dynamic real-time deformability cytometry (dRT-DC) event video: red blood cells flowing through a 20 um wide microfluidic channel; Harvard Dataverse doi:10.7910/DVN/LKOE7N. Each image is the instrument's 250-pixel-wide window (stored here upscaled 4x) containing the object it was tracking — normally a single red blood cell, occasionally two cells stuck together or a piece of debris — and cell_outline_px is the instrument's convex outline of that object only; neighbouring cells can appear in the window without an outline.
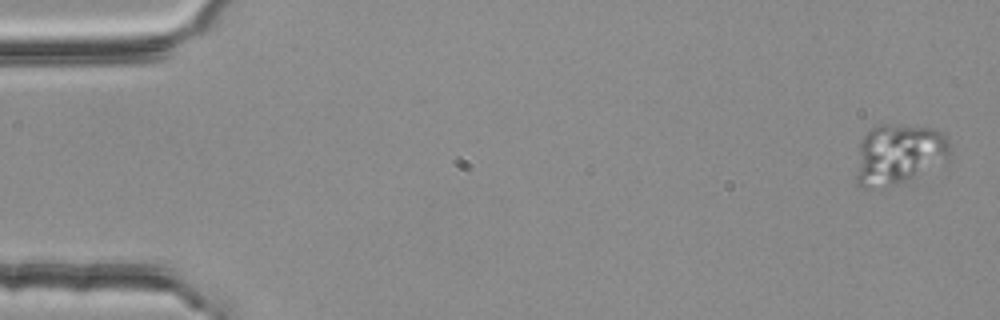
{"species": "common noctule bat (a hibernating species)", "species_latin": "Nyctalus noctula", "temperature_condition": "room temperature", "stored_images_in_passage": 6, "camera_frame_rate_fps": 3000, "um_per_image_px": 0.085, "animal": {"sex": "female", "body_mass_g": 25.1}, "frame": {"image": 1, "passage_image": 1, "time_ms": 0.0, "image_size_px": [1000, 320], "cell_outline_px": [[952, 148], [948, 160], [944, 168], [912, 180], [892, 184], [868, 188], [860, 188], [856, 184], [856, 176], [860, 140], [868, 128], [876, 124], [892, 124], [936, 128], [948, 136], [952, 144]], "centroid_in_image_um": [76.51, 13.1], "position_along_channel_um": 8.5, "area_um2": 34.74}}
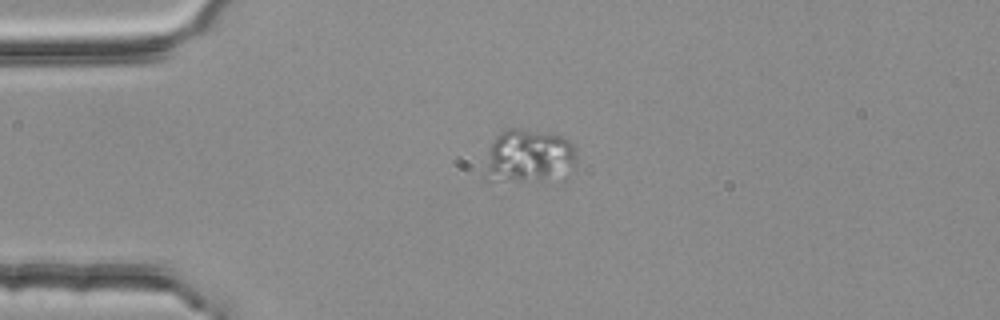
{"frame": {"image": 2, "passage_image": 4, "time_ms": 1.0, "image_size_px": [1000, 320], "cell_outline_px": [[576, 164], [540, 180], [480, 180], [488, 152], [496, 136], [500, 132], [508, 128], [516, 128], [564, 136], [572, 144], [576, 156]], "centroid_in_image_um": [44.82, 13.24], "position_along_channel_um": 40.2, "area_um2": 27.86}}